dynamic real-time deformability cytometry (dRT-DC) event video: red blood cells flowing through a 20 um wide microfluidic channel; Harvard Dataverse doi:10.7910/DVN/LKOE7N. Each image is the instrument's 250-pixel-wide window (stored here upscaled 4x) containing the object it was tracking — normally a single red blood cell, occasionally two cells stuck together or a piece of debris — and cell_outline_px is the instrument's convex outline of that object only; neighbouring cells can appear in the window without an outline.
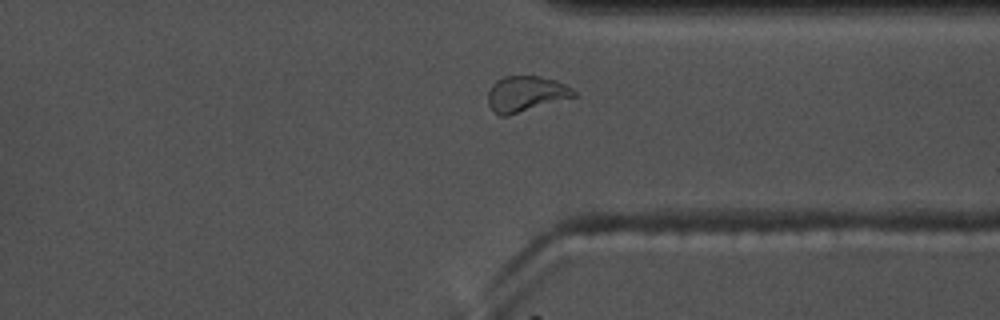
{"species": "common noctule bat (a hibernating species)", "species_latin": "Nyctalus noctula", "temperature_condition": "warm", "stored_images_in_passage": 43, "camera_frame_rate_fps": 3000, "um_per_image_px": 0.085, "animal": {"sex": "male", "body_mass_g": 17.5, "forearm_length_mm": 52.3}, "frame": {"image": 1, "passage_image": 30, "time_ms": 9.667, "image_size_px": [1000, 320], "cell_outline_px": [[576, 96], [508, 116], [500, 116], [488, 104], [488, 92], [492, 84], [496, 80], [504, 76], [540, 76], [556, 80], [572, 88], [576, 92]], "centroid_in_image_um": [44.69, 7.97], "position_along_channel_um": 366.7, "area_um2": 17.8}}
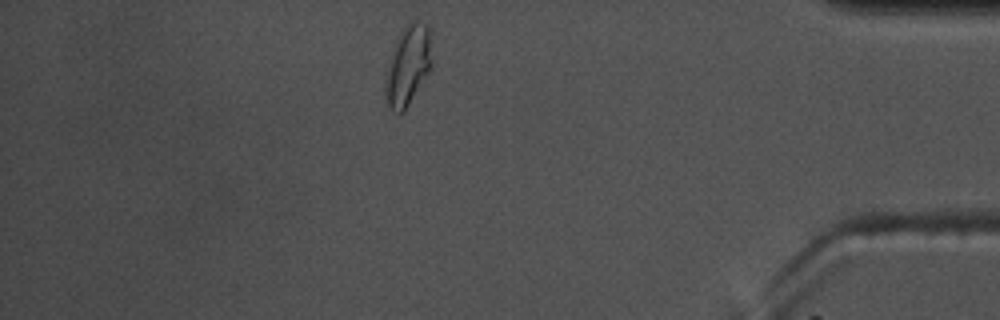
{"frame": {"image": 2, "passage_image": 36, "time_ms": 11.667, "image_size_px": [1000, 320], "cell_outline_px": [[432, 64], [428, 72], [404, 112], [400, 112], [388, 108], [384, 92], [384, 88], [396, 40], [400, 32], [408, 24], [416, 20], [428, 24], [432, 60]], "centroid_in_image_um": [34.69, 5.56], "position_along_channel_um": 400.5, "area_um2": 20.98}, "authors_computed_cell_mechanics": {"area_um2": 16.9932, "velocity_mm_per_s": 3.6227, "shape_relaxation_time_tau1_ms": 9.3668, "shape_relaxation_time_tau2_ms": 2.4861, "deformation_change_tau1": 0.2142, "deformation_change_tau2": 0.0816}}